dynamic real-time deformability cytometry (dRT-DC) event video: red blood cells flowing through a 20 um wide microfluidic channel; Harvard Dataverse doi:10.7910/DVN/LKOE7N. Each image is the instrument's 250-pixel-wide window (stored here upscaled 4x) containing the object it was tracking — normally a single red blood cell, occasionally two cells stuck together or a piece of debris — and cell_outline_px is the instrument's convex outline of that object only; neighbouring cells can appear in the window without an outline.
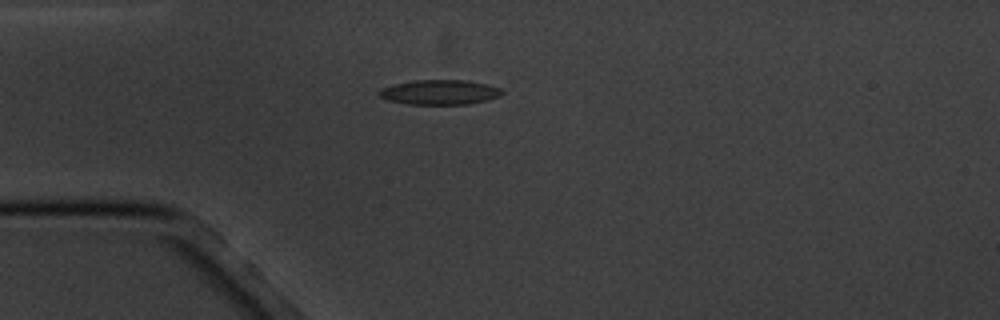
{"species": "common noctule bat (a hibernating species)", "species_latin": "Nyctalus noctula", "temperature_condition": "cold", "stored_images_in_passage": 16, "camera_frame_rate_fps": 3000, "um_per_image_px": 0.085, "animal": {"sex": "male", "body_mass_g": 20.1, "forearm_length_mm": 53.5}, "frame": {"image": 1, "passage_image": 4, "time_ms": 4.333, "image_size_px": [1000, 320], "cell_outline_px": [[504, 92], [500, 96], [488, 100], [468, 104], [408, 104], [388, 100], [380, 96], [376, 92], [380, 88], [392, 84], [412, 80], [468, 80], [488, 84], [500, 88]], "centroid_in_image_um": [37.36, 7.83], "position_along_channel_um": 47.6, "area_um2": 17.98}}
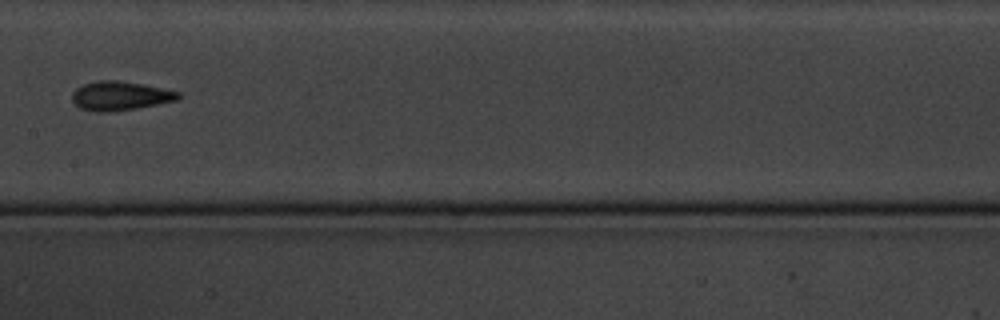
{"frame": {"image": 2, "passage_image": 8, "time_ms": 9.0, "image_size_px": [1000, 320], "cell_outline_px": [[180, 100], [136, 108], [108, 112], [96, 112], [80, 108], [72, 100], [72, 92], [76, 88], [84, 84], [96, 80], [116, 80], [140, 84], [180, 92]], "centroid_in_image_um": [10.19, 8.15], "position_along_channel_um": 197.2, "area_um2": 17.86}}
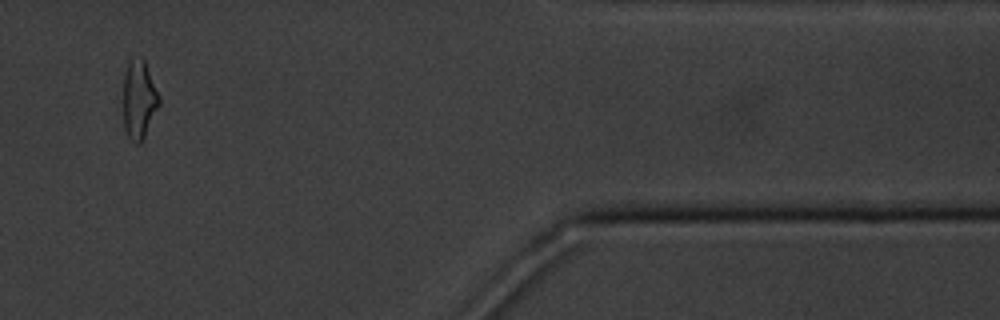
{"frame": {"image": 3, "passage_image": 14, "time_ms": 16.0, "image_size_px": [1000, 320], "cell_outline_px": [[160, 104], [140, 144], [136, 144], [128, 136], [124, 128], [124, 72], [128, 60], [140, 56], [144, 60], [160, 96]], "centroid_in_image_um": [11.82, 8.43], "position_along_channel_um": 399.6, "area_um2": 16.36}, "authors_computed_cell_mechanics": {"area_um2": 17.3689, "velocity_mm_per_s": 3.4366, "shape_relaxation_time_tau1_ms": 2.4401, "shape_relaxation_time_tau2_ms": 2.0703, "deformation_change_tau1": 0.0802, "deformation_change_tau2": 0.0787}}